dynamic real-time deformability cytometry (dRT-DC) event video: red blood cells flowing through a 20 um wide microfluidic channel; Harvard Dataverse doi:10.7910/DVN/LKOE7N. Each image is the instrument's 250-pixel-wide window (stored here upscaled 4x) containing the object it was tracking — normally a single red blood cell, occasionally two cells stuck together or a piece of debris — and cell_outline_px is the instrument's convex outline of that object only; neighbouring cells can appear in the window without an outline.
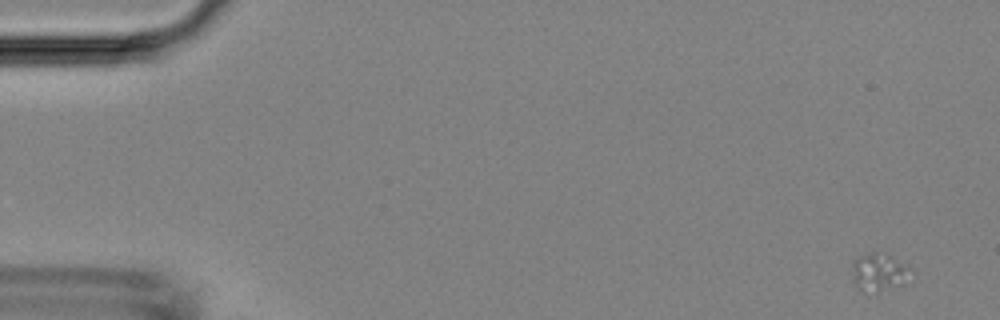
{"species": "Egyptian fruit bat (a non-hibernating species)", "species_latin": "Rousettus aegyptiacus", "temperature_condition": "room temperature", "stored_images_in_passage": 5, "camera_frame_rate_fps": 3000, "um_per_image_px": 0.085, "animal": {"sex": "female"}, "frame": {"image": 1, "passage_image": 1, "time_ms": 0.0, "image_size_px": [1000, 320], "cell_outline_px": [[908, 276], [900, 284], [876, 292], [856, 288], [852, 276], [852, 260], [860, 256], [872, 252], [876, 252], [892, 256], [908, 268]], "centroid_in_image_um": [74.61, 23.11], "position_along_channel_um": 10.4, "area_um2": 12.31}}
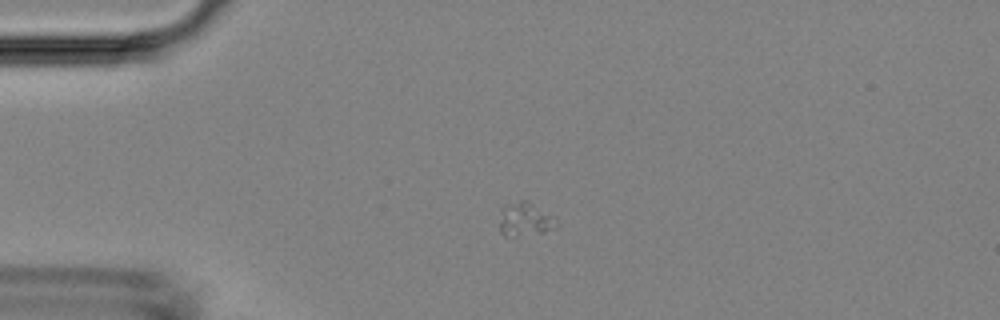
{"frame": {"image": 2, "passage_image": 4, "time_ms": 3.333, "image_size_px": [1000, 320], "cell_outline_px": [[556, 228], [544, 232], [516, 236], [504, 236], [500, 232], [500, 208], [504, 204], [520, 200], [528, 200], [552, 216], [556, 220]], "centroid_in_image_um": [44.58, 18.63], "position_along_channel_um": 40.4, "area_um2": 11.27}}